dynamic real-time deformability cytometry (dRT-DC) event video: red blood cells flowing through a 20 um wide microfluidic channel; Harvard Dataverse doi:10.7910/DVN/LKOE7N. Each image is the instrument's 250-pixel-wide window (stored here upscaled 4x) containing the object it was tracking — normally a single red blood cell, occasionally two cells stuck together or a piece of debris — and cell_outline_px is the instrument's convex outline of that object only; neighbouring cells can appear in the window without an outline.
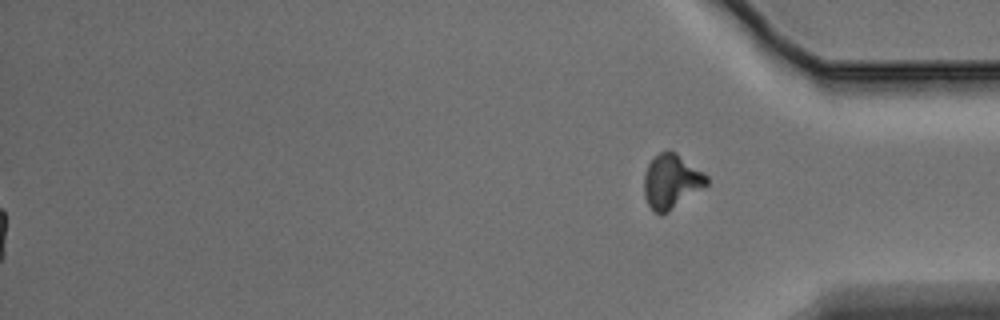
{"species": "Egyptian fruit bat (a non-hibernating species)", "species_latin": "Rousettus aegyptiacus", "temperature_condition": "warm", "stored_images_in_passage": 56, "segment_of_instrument_passage": [2, 2], "camera_frame_rate_fps": 3000, "um_per_image_px": 0.085, "animal": {"sex": "male"}, "frame": {"image": 1, "passage_image": 56, "time_ms": 18.333, "image_size_px": [1000, 320], "cell_outline_px": [[708, 184], [668, 212], [660, 216], [652, 212], [644, 196], [644, 176], [648, 164], [660, 152], [668, 148], [676, 152], [704, 172], [708, 176]], "centroid_in_image_um": [57.05, 15.42], "position_along_channel_um": 378.1, "area_um2": 20.0}}